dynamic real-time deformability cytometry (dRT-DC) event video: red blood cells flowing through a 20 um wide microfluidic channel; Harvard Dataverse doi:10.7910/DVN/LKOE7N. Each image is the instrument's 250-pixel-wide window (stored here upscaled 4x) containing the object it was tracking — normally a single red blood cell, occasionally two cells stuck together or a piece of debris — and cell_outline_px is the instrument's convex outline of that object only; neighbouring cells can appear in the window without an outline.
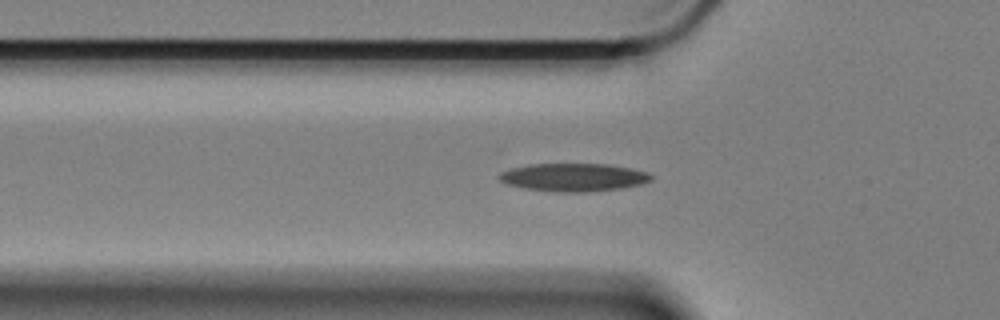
{"species": "Egyptian fruit bat (a non-hibernating species)", "species_latin": "Rousettus aegyptiacus", "temperature_condition": "cold", "stored_images_in_passage": 39, "camera_frame_rate_fps": 3000, "um_per_image_px": 0.085, "animal": {"sex": "female"}, "frame": {"image": 1, "passage_image": 11, "time_ms": 3.333, "image_size_px": [1000, 320], "cell_outline_px": [[652, 180], [640, 184], [620, 188], [588, 192], [552, 192], [524, 188], [508, 184], [500, 180], [500, 172], [512, 168], [532, 164], [608, 164], [632, 168], [648, 172], [652, 176]], "centroid_in_image_um": [48.78, 15.07], "position_along_channel_um": 77.0, "area_um2": 24.74}}
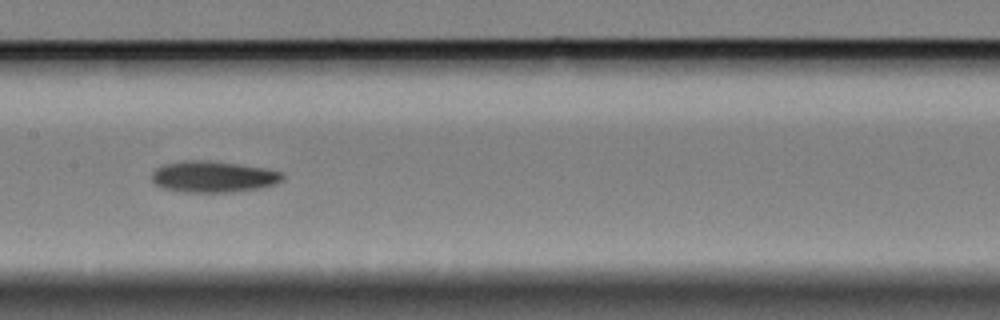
{"frame": {"image": 2, "passage_image": 21, "time_ms": 6.667, "image_size_px": [1000, 320], "cell_outline_px": [[284, 180], [276, 184], [260, 188], [232, 192], [184, 192], [160, 188], [152, 184], [152, 172], [156, 168], [164, 164], [184, 160], [208, 160], [268, 168], [284, 172]], "centroid_in_image_um": [18.14, 15.02], "position_along_channel_um": 189.3, "area_um2": 24.33}}
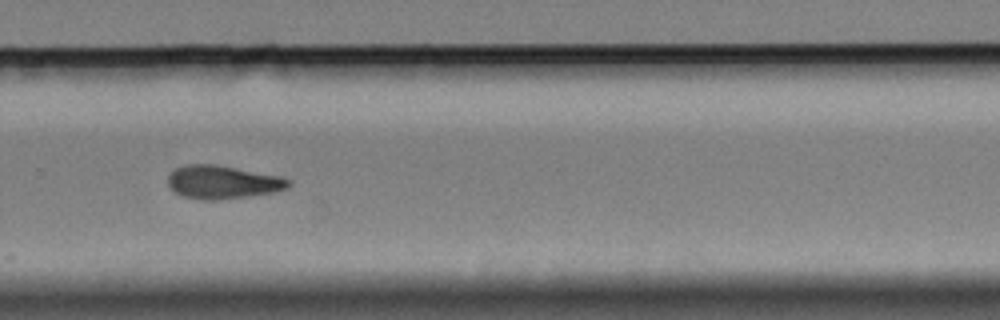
{"frame": {"image": 3, "passage_image": 32, "time_ms": 10.333, "image_size_px": [1000, 320], "cell_outline_px": [[292, 184], [288, 188], [272, 192], [248, 196], [216, 200], [200, 200], [184, 196], [176, 192], [168, 184], [168, 176], [176, 168], [184, 164], [216, 164], [280, 176], [292, 180]], "centroid_in_image_um": [18.95, 15.47], "position_along_channel_um": 310.9, "area_um2": 23.35}}